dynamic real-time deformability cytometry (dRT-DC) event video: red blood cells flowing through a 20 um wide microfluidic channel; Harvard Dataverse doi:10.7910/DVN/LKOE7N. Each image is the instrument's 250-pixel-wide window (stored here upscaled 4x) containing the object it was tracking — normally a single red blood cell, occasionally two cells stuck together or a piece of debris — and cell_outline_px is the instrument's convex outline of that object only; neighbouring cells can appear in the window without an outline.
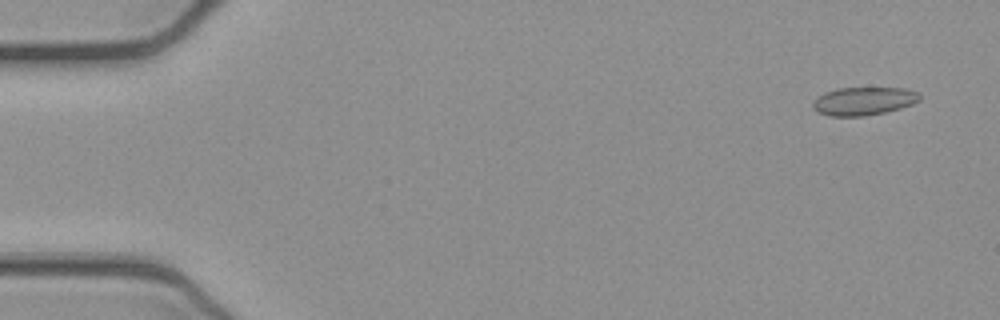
{"species": "common noctule bat (a hibernating species)", "species_latin": "Nyctalus noctula", "temperature_condition": "cold", "stored_images_in_passage": 52, "camera_frame_rate_fps": 3000, "um_per_image_px": 0.085, "animal": {"sex": "female", "body_mass_g": 21.9}, "frame": {"image": 1, "passage_image": 3, "time_ms": 0.667, "image_size_px": [1000, 320], "cell_outline_px": [[920, 100], [912, 104], [900, 108], [884, 112], [864, 116], [828, 116], [816, 112], [812, 108], [812, 104], [824, 92], [836, 88], [904, 88], [916, 92], [920, 96]], "centroid_in_image_um": [73.37, 8.6], "position_along_channel_um": 11.6, "area_um2": 17.46}}
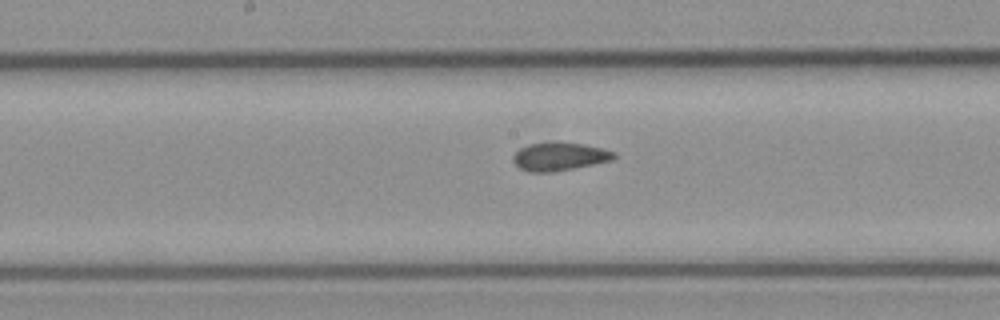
{"frame": {"image": 2, "passage_image": 27, "time_ms": 8.667, "image_size_px": [1000, 320], "cell_outline_px": [[616, 156], [612, 160], [552, 172], [528, 172], [520, 168], [512, 160], [512, 156], [520, 148], [528, 144], [584, 144], [604, 148], [616, 152]], "centroid_in_image_um": [47.56, 13.33], "position_along_channel_um": 200.6, "area_um2": 16.07}}
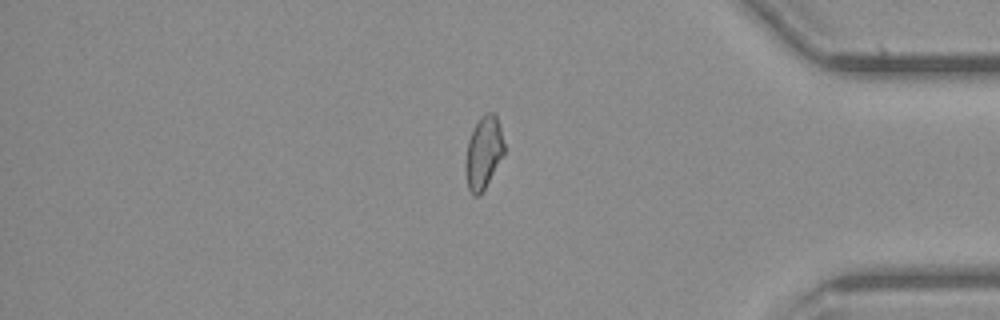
{"frame": {"image": 3, "passage_image": 44, "time_ms": 14.333, "image_size_px": [1000, 320], "cell_outline_px": [[504, 152], [480, 196], [472, 196], [468, 188], [464, 168], [468, 140], [480, 116], [488, 112], [496, 112], [504, 144]], "centroid_in_image_um": [41.08, 12.97], "position_along_channel_um": 394.1, "area_um2": 16.18}, "authors_computed_cell_mechanics": {"area_um2": 16.9643, "velocity_mm_per_s": 3.9176, "shape_relaxation_time_tau1_ms": null, "shape_relaxation_time_tau2_ms": 1.4648, "deformation_change_tau1": null, "deformation_change_tau2": 0.059}}